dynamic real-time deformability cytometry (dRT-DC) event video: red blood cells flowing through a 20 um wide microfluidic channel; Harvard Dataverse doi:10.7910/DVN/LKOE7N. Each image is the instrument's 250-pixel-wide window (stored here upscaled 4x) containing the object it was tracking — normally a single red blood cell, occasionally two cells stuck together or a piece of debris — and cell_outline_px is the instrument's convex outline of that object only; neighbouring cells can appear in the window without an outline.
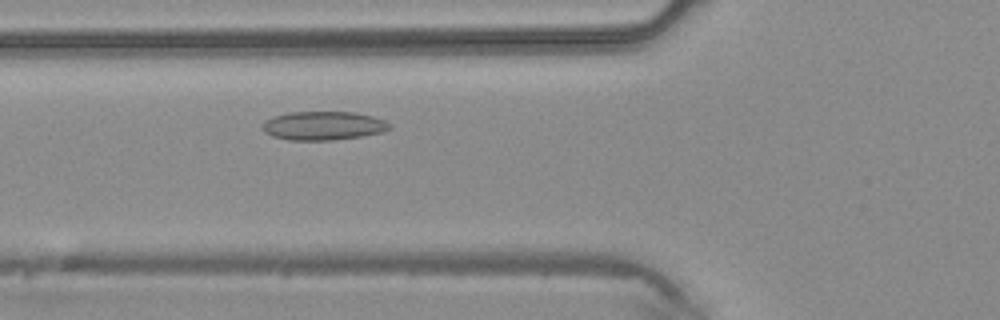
{"species": "common noctule bat (a hibernating species)", "species_latin": "Nyctalus noctula", "temperature_condition": "warm", "stored_images_in_passage": 37, "camera_frame_rate_fps": 3000, "um_per_image_px": 0.085, "animal": {"sex": "male", "body_mass_g": 20.4}, "frame": {"image": 1, "passage_image": 9, "time_ms": 2.667, "image_size_px": [1000, 320], "cell_outline_px": [[392, 128], [380, 132], [360, 136], [332, 140], [288, 140], [272, 136], [264, 132], [260, 128], [260, 124], [264, 120], [272, 116], [288, 112], [352, 112], [372, 116], [384, 120], [392, 124]], "centroid_in_image_um": [27.41, 10.68], "position_along_channel_um": 98.4, "area_um2": 21.44}}
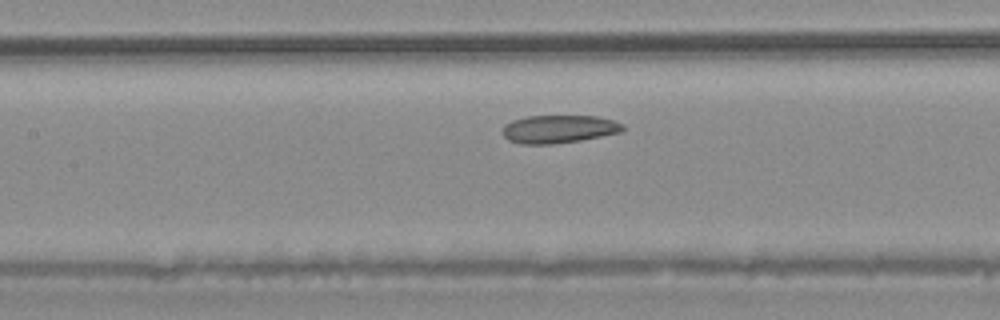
{"frame": {"image": 2, "passage_image": 13, "time_ms": 4.0, "image_size_px": [1000, 320], "cell_outline_px": [[624, 128], [620, 132], [580, 140], [552, 144], [520, 144], [508, 140], [504, 136], [504, 124], [512, 120], [528, 116], [596, 116], [612, 120], [624, 124]], "centroid_in_image_um": [47.48, 10.97], "position_along_channel_um": 159.9, "area_um2": 19.48}}
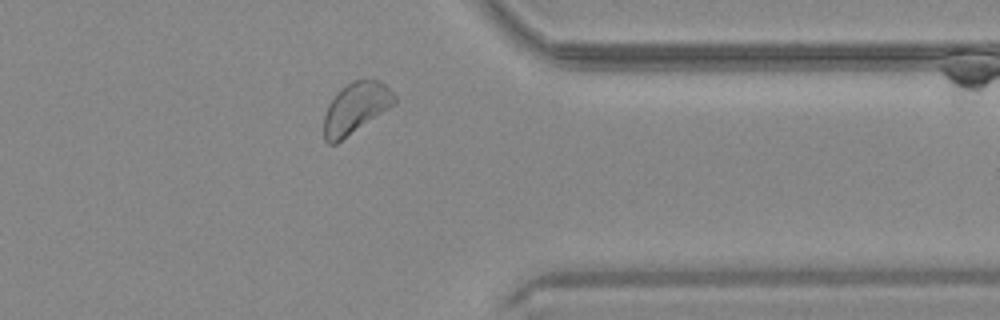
{"frame": {"image": 3, "passage_image": 28, "time_ms": 9.0, "image_size_px": [1000, 320], "cell_outline_px": [[396, 104], [336, 144], [328, 144], [324, 140], [324, 116], [328, 104], [336, 92], [352, 80], [364, 76], [376, 80], [384, 84], [396, 96]], "centroid_in_image_um": [30.23, 9.16], "position_along_channel_um": 381.2, "area_um2": 21.33}}